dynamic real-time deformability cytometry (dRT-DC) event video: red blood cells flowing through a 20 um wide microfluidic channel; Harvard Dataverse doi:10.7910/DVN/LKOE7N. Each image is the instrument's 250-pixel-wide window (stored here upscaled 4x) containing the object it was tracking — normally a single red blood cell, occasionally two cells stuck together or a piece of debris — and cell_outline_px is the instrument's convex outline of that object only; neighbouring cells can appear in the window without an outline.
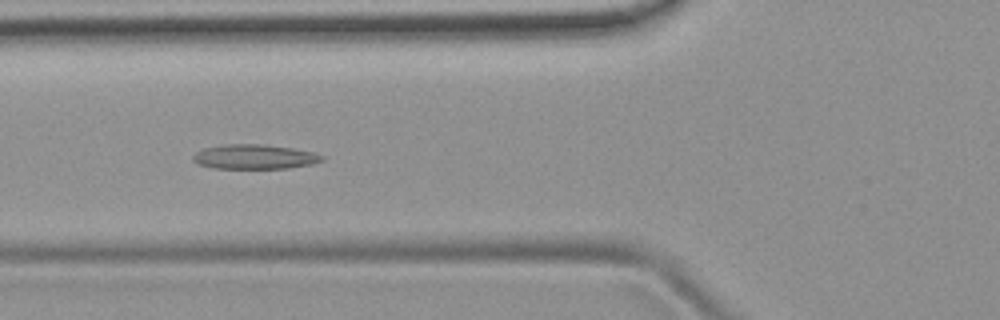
{"species": "common noctule bat (a hibernating species)", "species_latin": "Nyctalus noctula", "temperature_condition": "room temperature", "stored_images_in_passage": 37, "camera_frame_rate_fps": 3000, "um_per_image_px": 0.085, "animal": {"sex": "female", "body_mass_g": 19.9}, "frame": {"image": 1, "passage_image": 5, "time_ms": 1.333, "image_size_px": [1000, 320], "cell_outline_px": [[324, 160], [312, 164], [288, 168], [212, 168], [196, 164], [192, 160], [192, 156], [196, 152], [204, 148], [224, 144], [260, 144], [292, 148], [316, 152], [324, 156]], "centroid_in_image_um": [21.62, 13.32], "position_along_channel_um": 104.2, "area_um2": 18.61}}
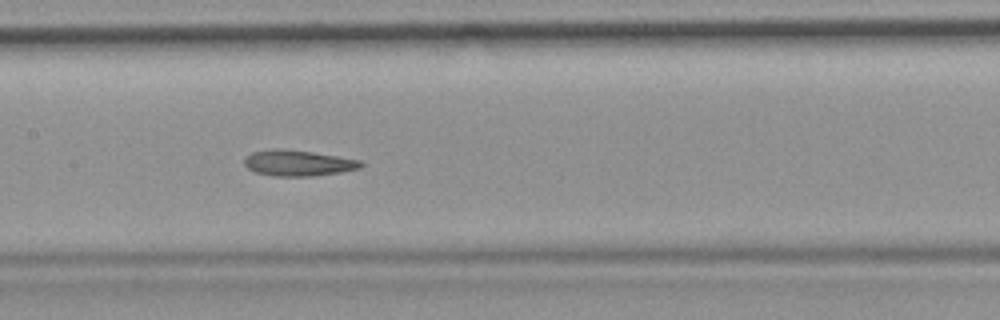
{"frame": {"image": 2, "passage_image": 11, "time_ms": 3.333, "image_size_px": [1000, 320], "cell_outline_px": [[364, 164], [360, 168], [340, 172], [312, 176], [272, 176], [256, 172], [248, 168], [244, 164], [244, 156], [252, 152], [276, 148], [280, 148], [312, 152], [360, 160]], "centroid_in_image_um": [25.3, 13.85], "position_along_channel_um": 182.1, "area_um2": 17.51}}
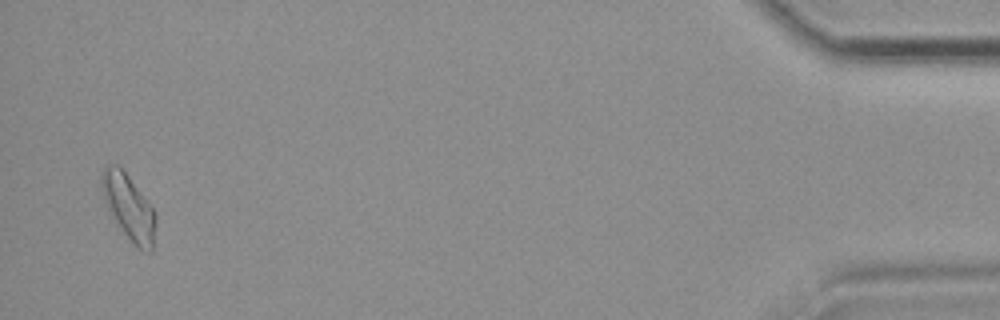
{"frame": {"image": 3, "passage_image": 36, "time_ms": 11.667, "image_size_px": [1000, 320], "cell_outline_px": [[156, 224], [152, 252], [144, 252], [120, 228], [108, 208], [104, 200], [100, 188], [100, 172], [104, 168], [112, 164], [116, 164], [128, 176], [156, 212]], "centroid_in_image_um": [10.94, 17.59], "position_along_channel_um": 424.3, "area_um2": 20.23}, "authors_computed_cell_mechanics": {"area_um2": 17.629, "velocity_mm_per_s": 3.8971, "shape_relaxation_time_tau1_ms": null, "shape_relaxation_time_tau2_ms": 3.4729, "deformation_change_tau1": null, "deformation_change_tau2": 0.1162}}